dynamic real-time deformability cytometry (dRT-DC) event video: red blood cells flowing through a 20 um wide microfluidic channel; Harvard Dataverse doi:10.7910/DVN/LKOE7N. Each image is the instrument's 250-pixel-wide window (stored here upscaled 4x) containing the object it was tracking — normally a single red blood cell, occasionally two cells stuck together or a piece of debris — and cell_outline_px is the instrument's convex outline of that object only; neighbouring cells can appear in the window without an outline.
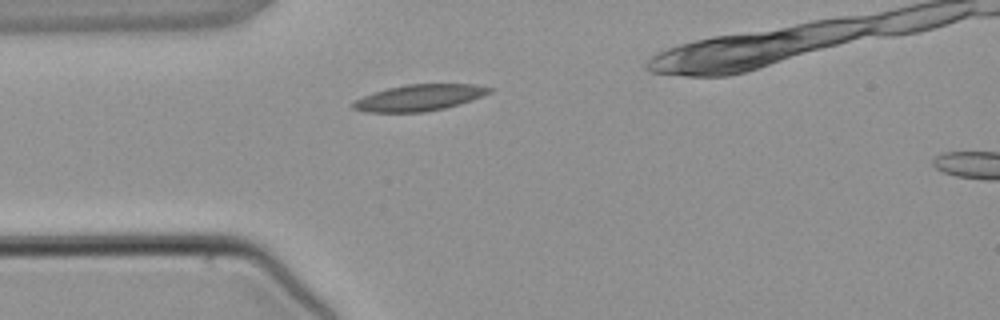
{"species": "common noctule bat (a hibernating species)", "species_latin": "Nyctalus noctula", "temperature_condition": "warm", "stored_images_in_passage": 2, "camera_frame_rate_fps": 3000, "um_per_image_px": 0.085, "animal": {"sex": "male", "body_mass_g": 21.5, "forearm_length_mm": 52.0}, "frame": {"image": 1, "passage_image": 1, "time_ms": 0.0, "image_size_px": [1000, 320], "cell_outline_px": [[496, 88], [492, 92], [472, 100], [460, 104], [444, 108], [424, 112], [364, 112], [352, 108], [352, 104], [356, 100], [364, 96], [388, 88], [408, 84], [476, 84]], "centroid_in_image_um": [35.71, 8.3], "position_along_channel_um": 49.3, "area_um2": 20.87}}